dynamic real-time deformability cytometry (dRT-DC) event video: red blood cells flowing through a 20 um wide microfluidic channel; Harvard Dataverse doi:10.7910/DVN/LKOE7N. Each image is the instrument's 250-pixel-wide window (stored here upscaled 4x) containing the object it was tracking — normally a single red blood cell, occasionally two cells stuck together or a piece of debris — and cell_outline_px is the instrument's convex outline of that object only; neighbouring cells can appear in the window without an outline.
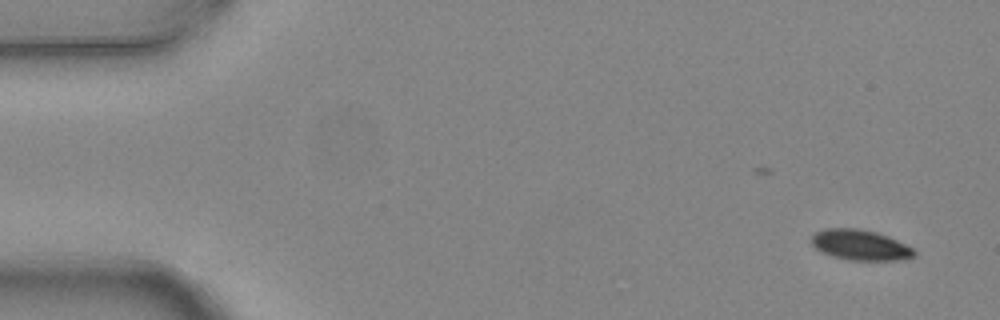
{"species": "common noctule bat (a hibernating species)", "species_latin": "Nyctalus noctula", "temperature_condition": "warm", "stored_images_in_passage": 6, "camera_frame_rate_fps": 3000, "um_per_image_px": 0.085, "animal": {"sex": "female", "body_mass_g": 24.6, "forearm_length_mm": 56.2}, "frame": {"image": 1, "passage_image": 1, "time_ms": 0.0, "image_size_px": [1000, 320], "cell_outline_px": [[916, 252], [912, 256], [904, 260], [848, 260], [832, 256], [820, 252], [812, 244], [812, 236], [816, 232], [824, 228], [856, 228], [876, 232], [888, 236], [912, 248]], "centroid_in_image_um": [73.09, 20.82], "position_along_channel_um": 11.9, "area_um2": 18.15}}
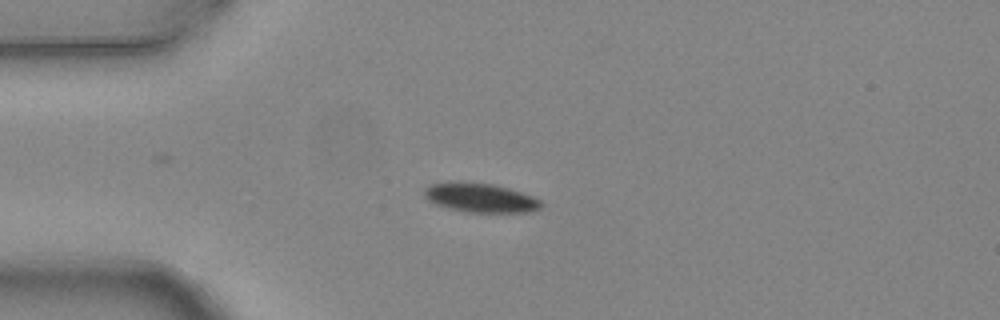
{"frame": {"image": 2, "passage_image": 4, "time_ms": 1.0, "image_size_px": [1000, 320], "cell_outline_px": [[544, 204], [540, 208], [528, 212], [468, 212], [448, 208], [436, 204], [428, 200], [424, 196], [424, 188], [428, 184], [448, 180], [460, 180], [492, 184], [508, 188], [532, 196], [540, 200]], "centroid_in_image_um": [40.76, 16.77], "position_along_channel_um": 44.2, "area_um2": 20.23}}
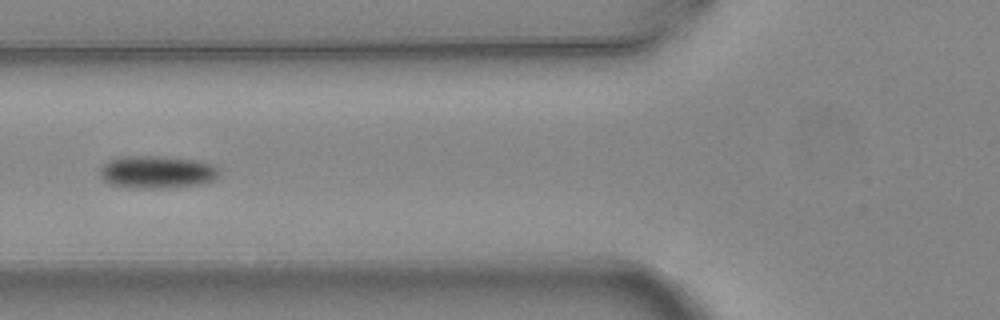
{"frame": {"image": 3, "passage_image": 6, "time_ms": 1.667, "image_size_px": [1000, 320], "cell_outline_px": [[220, 172], [212, 180], [200, 184], [164, 188], [136, 188], [112, 184], [104, 180], [100, 176], [100, 168], [108, 160], [124, 156], [160, 156], [200, 160], [212, 164]], "centroid_in_image_um": [13.33, 14.61], "position_along_channel_um": 112.5, "area_um2": 22.54}}